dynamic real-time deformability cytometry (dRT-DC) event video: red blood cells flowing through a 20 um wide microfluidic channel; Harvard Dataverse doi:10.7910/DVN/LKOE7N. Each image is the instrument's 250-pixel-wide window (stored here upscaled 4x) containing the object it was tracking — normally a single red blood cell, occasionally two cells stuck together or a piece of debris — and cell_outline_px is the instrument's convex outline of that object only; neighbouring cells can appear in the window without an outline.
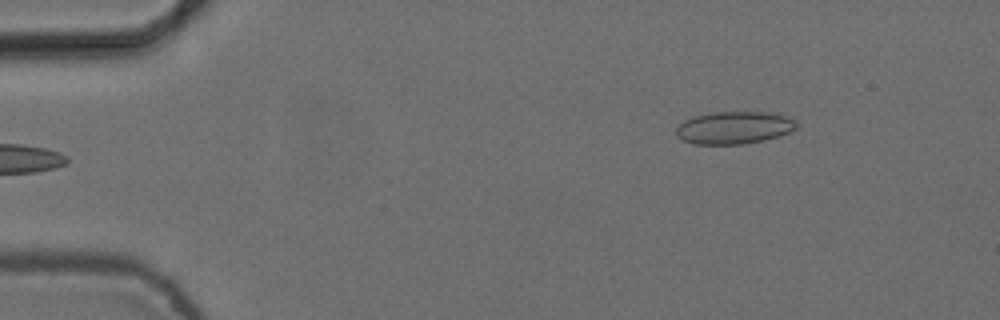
{"species": "common noctule bat (a hibernating species)", "species_latin": "Nyctalus noctula", "temperature_condition": "cold", "stored_images_in_passage": 4, "camera_frame_rate_fps": 3000, "um_per_image_px": 0.085, "animal": {"sex": "female", "body_mass_g": 24.6, "forearm_length_mm": 56.2}, "frame": {"image": 1, "passage_image": 4, "time_ms": 1.0, "image_size_px": [1000, 320], "cell_outline_px": [[800, 124], [796, 128], [780, 136], [764, 140], [744, 144], [692, 144], [676, 136], [676, 128], [684, 120], [692, 116], [712, 112], [764, 112], [788, 116], [796, 120]], "centroid_in_image_um": [62.41, 10.85], "position_along_channel_um": 22.6, "area_um2": 23.0}}